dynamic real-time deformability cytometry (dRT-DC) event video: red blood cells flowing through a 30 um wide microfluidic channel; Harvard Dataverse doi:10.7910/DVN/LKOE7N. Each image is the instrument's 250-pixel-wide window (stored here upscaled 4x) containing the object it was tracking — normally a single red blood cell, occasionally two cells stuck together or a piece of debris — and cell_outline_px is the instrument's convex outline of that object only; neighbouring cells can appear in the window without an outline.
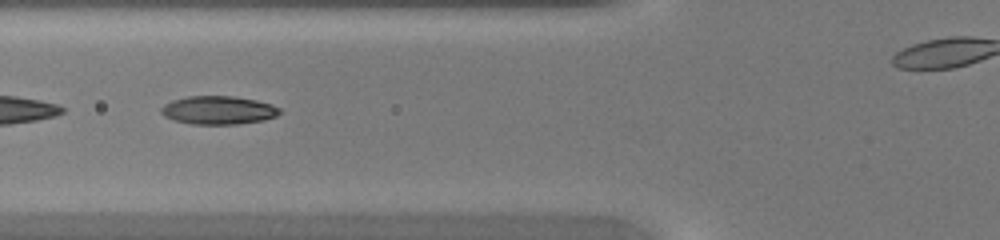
{"species": "common noctule bat (a hibernating species)", "species_latin": "Nyctalus noctula", "temperature_condition": "warm", "stored_images_in_passage": 13, "camera_frame_rate_fps": 3000, "um_per_image_px": 0.085, "animal": {"sex": "female", "body_mass_g": 20.0, "forearm_length_mm": 54.0}, "frame": {"image": 1, "passage_image": 3, "time_ms": 0.667, "image_size_px": [1000, 240], "cell_outline_px": [[280, 112], [276, 116], [264, 120], [236, 124], [192, 124], [172, 120], [164, 116], [160, 112], [160, 108], [164, 104], [172, 100], [188, 96], [236, 96], [256, 100], [272, 104], [280, 108]], "centroid_in_image_um": [18.54, 9.36], "position_along_channel_um": 107.3, "area_um2": 19.71}}
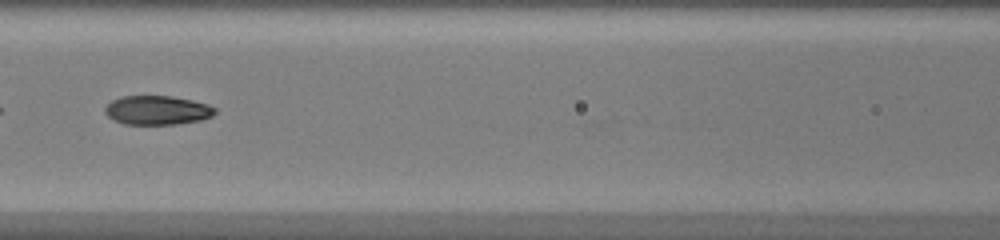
{"frame": {"image": 2, "passage_image": 6, "time_ms": 1.667, "image_size_px": [1000, 240], "cell_outline_px": [[216, 112], [212, 116], [200, 120], [180, 124], [124, 124], [108, 116], [104, 112], [104, 108], [112, 100], [120, 96], [172, 96], [192, 100], [208, 104], [216, 108]], "centroid_in_image_um": [13.38, 9.36], "position_along_channel_um": 153.2, "area_um2": 18.67}}